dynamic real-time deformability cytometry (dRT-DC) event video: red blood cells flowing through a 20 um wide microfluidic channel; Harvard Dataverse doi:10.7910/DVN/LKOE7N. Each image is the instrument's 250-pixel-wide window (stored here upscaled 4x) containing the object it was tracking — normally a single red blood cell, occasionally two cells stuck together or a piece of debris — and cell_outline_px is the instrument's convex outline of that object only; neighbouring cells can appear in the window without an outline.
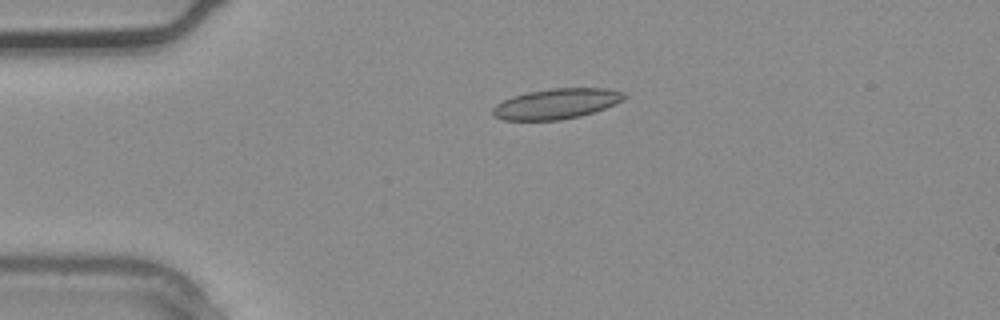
{"species": "common noctule bat (a hibernating species)", "species_latin": "Nyctalus noctula", "temperature_condition": "warm", "stored_images_in_passage": 2, "camera_frame_rate_fps": 3000, "um_per_image_px": 0.085, "animal": {"sex": "male", "body_mass_g": 20.4}, "frame": {"image": 1, "passage_image": 2, "time_ms": 0.333, "image_size_px": [1000, 320], "cell_outline_px": [[628, 96], [624, 100], [604, 108], [580, 116], [560, 120], [504, 120], [496, 116], [492, 112], [492, 108], [496, 104], [512, 96], [528, 92], [552, 88], [604, 88], [624, 92]], "centroid_in_image_um": [47.31, 8.81], "position_along_channel_um": 37.7, "area_um2": 23.12}}